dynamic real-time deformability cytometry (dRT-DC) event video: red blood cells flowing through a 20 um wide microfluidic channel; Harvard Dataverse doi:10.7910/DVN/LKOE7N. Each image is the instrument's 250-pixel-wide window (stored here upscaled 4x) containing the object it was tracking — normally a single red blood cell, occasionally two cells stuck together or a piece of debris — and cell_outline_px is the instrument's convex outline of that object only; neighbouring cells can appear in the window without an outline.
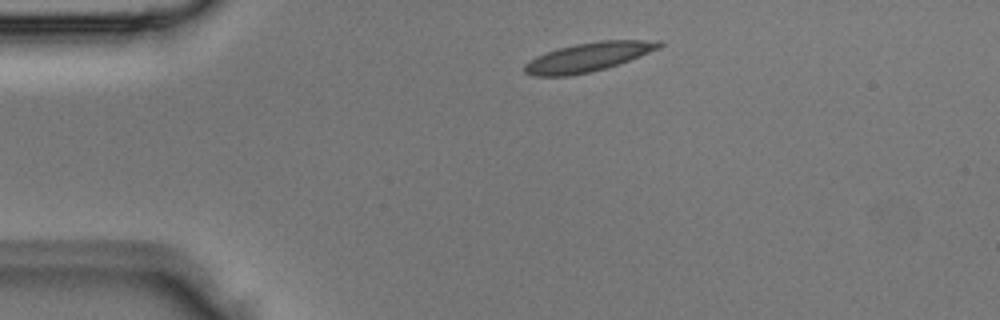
{"species": "Egyptian fruit bat (a non-hibernating species)", "species_latin": "Rousettus aegyptiacus", "temperature_condition": "room temperature", "stored_images_in_passage": 3, "camera_frame_rate_fps": 3000, "um_per_image_px": 0.085, "animal": {"sex": "male"}, "frame": {"image": 1, "passage_image": 1, "time_ms": 0.0, "image_size_px": [1000, 320], "cell_outline_px": [[664, 44], [660, 48], [640, 56], [592, 72], [568, 76], [532, 76], [524, 72], [524, 64], [528, 60], [536, 56], [560, 48], [576, 44], [600, 40], [660, 40]], "centroid_in_image_um": [49.99, 4.85], "position_along_channel_um": 35.0, "area_um2": 22.6}}
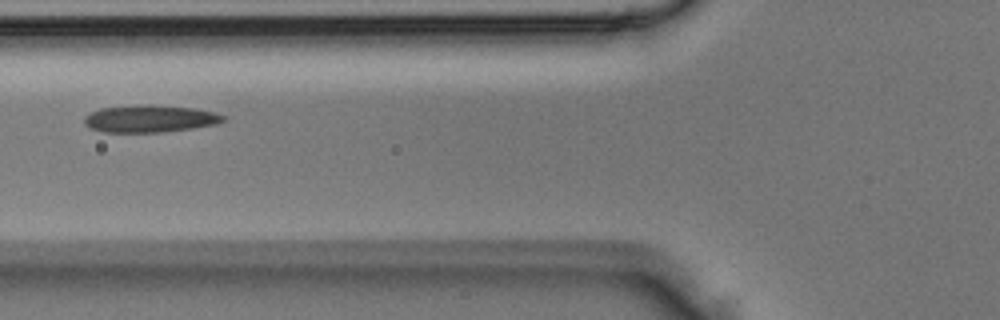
{"frame": {"image": 2, "passage_image": 3, "time_ms": 0.667, "image_size_px": [1000, 320], "cell_outline_px": [[224, 120], [216, 124], [192, 128], [160, 132], [104, 132], [88, 128], [84, 124], [84, 116], [100, 108], [136, 104], [148, 104], [192, 108], [212, 112], [224, 116]], "centroid_in_image_um": [12.66, 10.08], "position_along_channel_um": 113.1, "area_um2": 22.02}}